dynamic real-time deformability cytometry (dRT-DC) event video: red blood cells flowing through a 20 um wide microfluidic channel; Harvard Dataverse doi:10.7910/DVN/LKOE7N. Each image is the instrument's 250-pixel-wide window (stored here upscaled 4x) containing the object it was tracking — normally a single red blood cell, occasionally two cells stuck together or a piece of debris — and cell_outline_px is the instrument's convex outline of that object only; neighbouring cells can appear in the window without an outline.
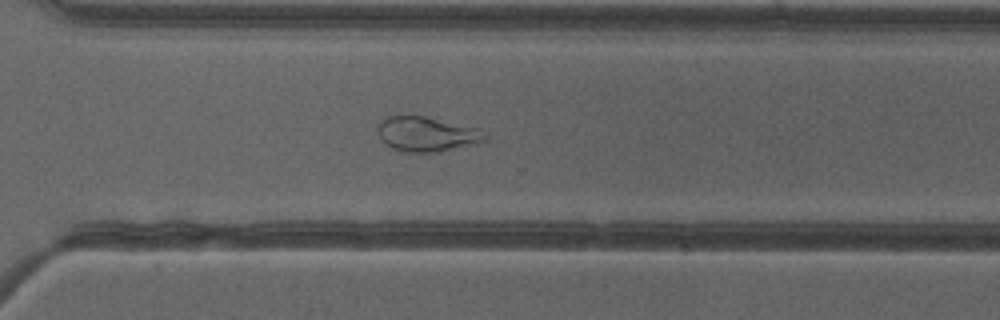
{"species": "common noctule bat (a hibernating species)", "species_latin": "Nyctalus noctula", "temperature_condition": "cold", "stored_images_in_passage": 52, "camera_frame_rate_fps": 3000, "um_per_image_px": 0.085, "animal": {"sex": "female"}, "frame": {"image": 1, "passage_image": 37, "time_ms": 12.0, "image_size_px": [1000, 320], "cell_outline_px": [[488, 136], [484, 140], [436, 152], [404, 152], [392, 148], [380, 136], [376, 128], [380, 120], [396, 112], [424, 116], [480, 128]], "centroid_in_image_um": [36.2, 11.34], "position_along_channel_um": 334.4, "area_um2": 21.85}, "authors_computed_cell_mechanics": {"area_um2": 27.9174, "velocity_mm_per_s": 4.0045, "shape_relaxation_time_tau1_ms": null, "shape_relaxation_time_tau2_ms": 1.9836, "deformation_change_tau1": null, "deformation_change_tau2": 0.1001}}